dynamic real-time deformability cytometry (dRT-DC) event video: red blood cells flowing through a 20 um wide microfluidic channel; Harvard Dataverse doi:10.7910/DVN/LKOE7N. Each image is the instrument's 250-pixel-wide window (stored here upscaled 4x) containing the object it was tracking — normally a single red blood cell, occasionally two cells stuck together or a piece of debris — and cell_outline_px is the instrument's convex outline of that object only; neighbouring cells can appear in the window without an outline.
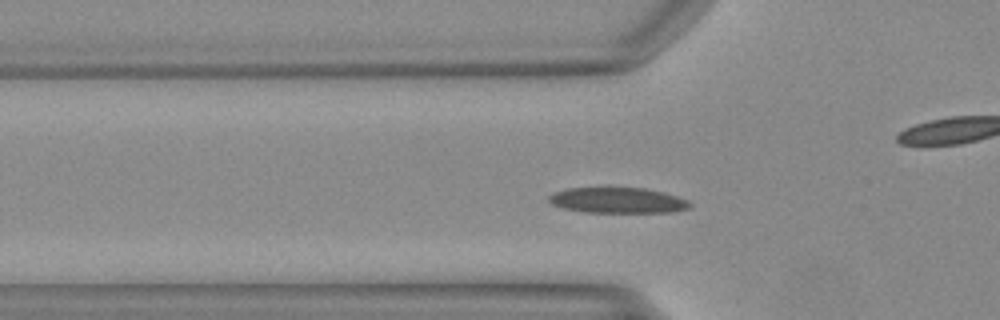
{"species": "Egyptian fruit bat (a non-hibernating species)", "species_latin": "Rousettus aegyptiacus", "temperature_condition": "warm", "stored_images_in_passage": 38, "camera_frame_rate_fps": 3000, "um_per_image_px": 0.085, "animal": {"sex": "female"}, "frame": {"image": 1, "passage_image": 4, "time_ms": 1.0, "image_size_px": [1000, 320], "cell_outline_px": [[692, 204], [688, 208], [672, 212], [584, 212], [564, 208], [552, 204], [548, 200], [548, 196], [552, 192], [564, 188], [644, 188], [676, 196], [688, 200]], "centroid_in_image_um": [52.45, 17.03], "position_along_channel_um": 73.3, "area_um2": 20.92}}
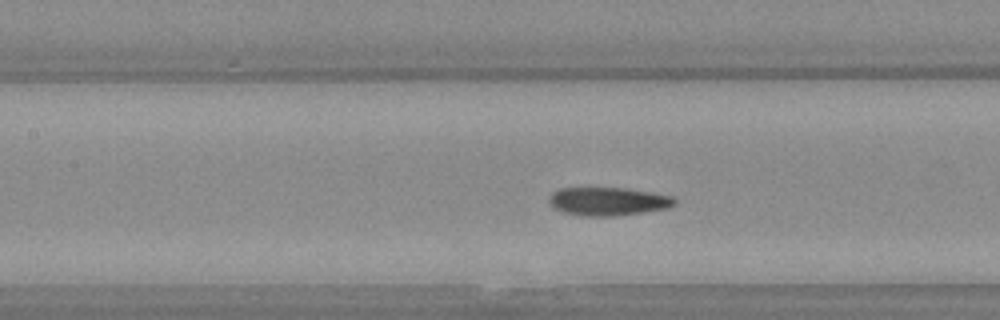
{"frame": {"image": 2, "passage_image": 10, "time_ms": 3.0, "image_size_px": [1000, 320], "cell_outline_px": [[676, 204], [668, 208], [644, 212], [616, 216], [580, 216], [564, 212], [556, 208], [548, 200], [552, 192], [560, 188], [624, 188], [652, 192], [672, 196], [676, 200]], "centroid_in_image_um": [51.71, 17.12], "position_along_channel_um": 155.7, "area_um2": 20.69}}
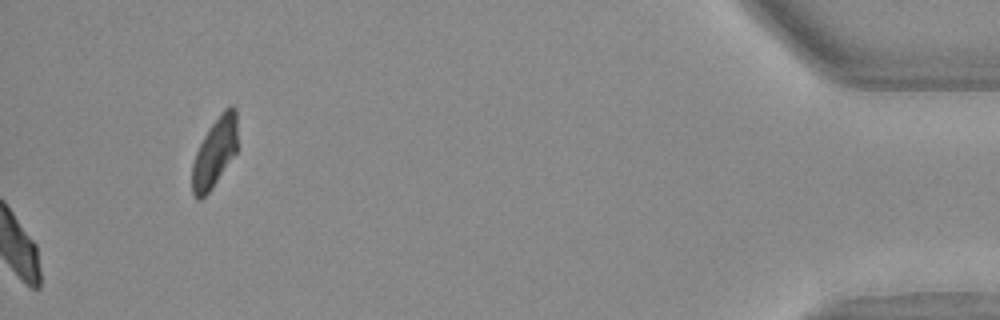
{"frame": {"image": 3, "passage_image": 38, "time_ms": 12.333, "image_size_px": [1000, 320], "cell_outline_px": [[236, 152], [212, 188], [200, 200], [196, 200], [192, 192], [192, 164], [196, 152], [208, 128], [220, 112], [224, 108], [232, 104], [236, 108]], "centroid_in_image_um": [18.23, 12.94], "position_along_channel_um": 417.0, "area_um2": 18.26}}